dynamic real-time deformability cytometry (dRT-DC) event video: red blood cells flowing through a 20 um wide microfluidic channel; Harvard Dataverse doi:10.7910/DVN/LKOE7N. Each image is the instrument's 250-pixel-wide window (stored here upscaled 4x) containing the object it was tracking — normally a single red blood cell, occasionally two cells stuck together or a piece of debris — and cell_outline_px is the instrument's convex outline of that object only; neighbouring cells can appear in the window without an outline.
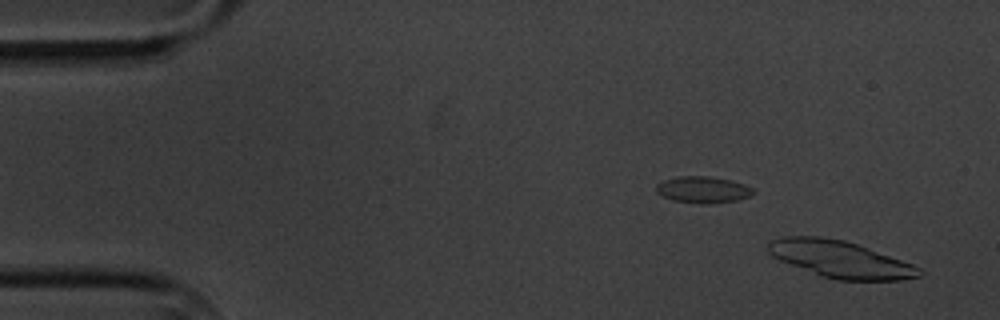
{"species": "common noctule bat (a hibernating species)", "species_latin": "Nyctalus noctula", "temperature_condition": "cold", "stored_images_in_passage": 4, "camera_frame_rate_fps": 3000, "um_per_image_px": 0.085, "animal": {"sex": "male", "body_mass_g": 20.1, "forearm_length_mm": 53.5}, "frame": {"image": 1, "passage_image": 1, "time_ms": 0.0, "image_size_px": [1000, 320], "cell_outline_px": [[924, 272], [920, 276], [900, 280], [836, 280], [824, 276], [780, 260], [772, 256], [768, 252], [768, 244], [772, 240], [784, 236], [820, 236], [844, 240], [868, 248], [912, 264], [920, 268]], "centroid_in_image_um": [71.43, 22.03], "position_along_channel_um": 13.6, "area_um2": 31.96}}